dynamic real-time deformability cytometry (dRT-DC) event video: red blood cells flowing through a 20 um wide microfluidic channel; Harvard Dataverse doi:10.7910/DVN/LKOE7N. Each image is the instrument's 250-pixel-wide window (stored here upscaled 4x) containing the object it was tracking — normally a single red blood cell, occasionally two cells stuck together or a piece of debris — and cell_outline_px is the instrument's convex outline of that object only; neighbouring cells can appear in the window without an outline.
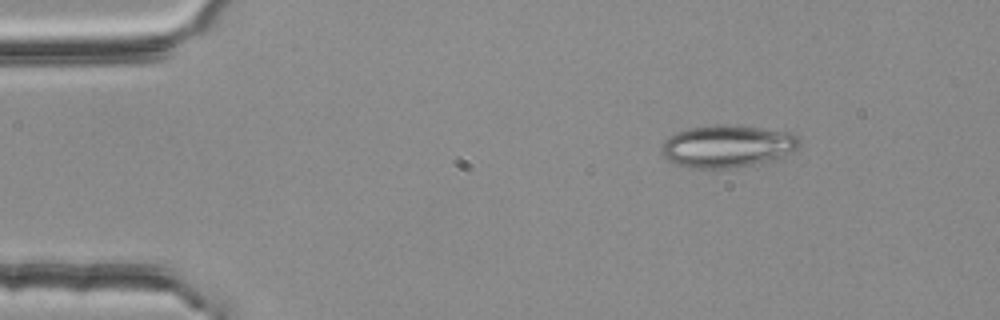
{"species": "common noctule bat (a hibernating species)", "species_latin": "Nyctalus noctula", "temperature_condition": "room temperature", "stored_images_in_passage": 3, "camera_frame_rate_fps": 3000, "um_per_image_px": 0.085, "animal": {"sex": "female", "body_mass_g": 25.1}, "frame": {"image": 1, "passage_image": 1, "time_ms": 0.0, "image_size_px": [1000, 320], "cell_outline_px": [[800, 148], [768, 160], [752, 164], [728, 168], [688, 168], [676, 164], [668, 160], [660, 152], [660, 144], [668, 136], [676, 132], [688, 128], [716, 124], [724, 124], [788, 132], [800, 136]], "centroid_in_image_um": [61.74, 12.42], "position_along_channel_um": 23.3, "area_um2": 33.87}}